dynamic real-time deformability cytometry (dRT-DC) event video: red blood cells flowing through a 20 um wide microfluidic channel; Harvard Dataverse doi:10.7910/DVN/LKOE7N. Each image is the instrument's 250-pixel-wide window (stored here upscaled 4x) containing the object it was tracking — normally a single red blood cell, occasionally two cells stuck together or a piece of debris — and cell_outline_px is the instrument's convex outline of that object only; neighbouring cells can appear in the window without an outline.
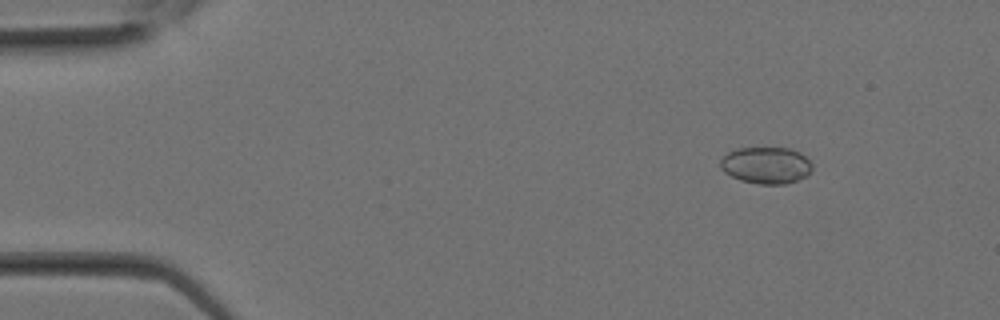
{"species": "Egyptian fruit bat (a non-hibernating species)", "species_latin": "Rousettus aegyptiacus", "temperature_condition": "room temperature", "stored_images_in_passage": 30, "camera_frame_rate_fps": 3000, "um_per_image_px": 0.085, "animal": {"sex": "female"}, "frame": {"image": 1, "passage_image": 4, "time_ms": 1.0, "image_size_px": [1000, 320], "cell_outline_px": [[812, 168], [804, 176], [788, 184], [760, 184], [740, 180], [724, 172], [720, 168], [720, 160], [728, 152], [736, 148], [792, 148], [800, 152], [812, 164]], "centroid_in_image_um": [65.09, 14.04], "position_along_channel_um": 19.9, "area_um2": 19.59}}
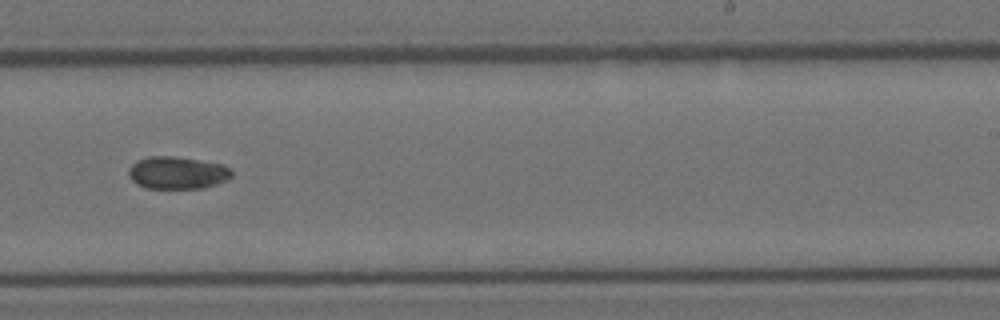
{"frame": {"image": 2, "passage_image": 19, "time_ms": 6.0, "image_size_px": [1000, 320], "cell_outline_px": [[232, 176], [228, 180], [204, 188], [144, 188], [136, 184], [128, 176], [128, 168], [136, 160], [148, 156], [176, 156], [220, 164], [228, 168], [232, 172]], "centroid_in_image_um": [15.02, 14.69], "position_along_channel_um": 274.0, "area_um2": 19.59}}
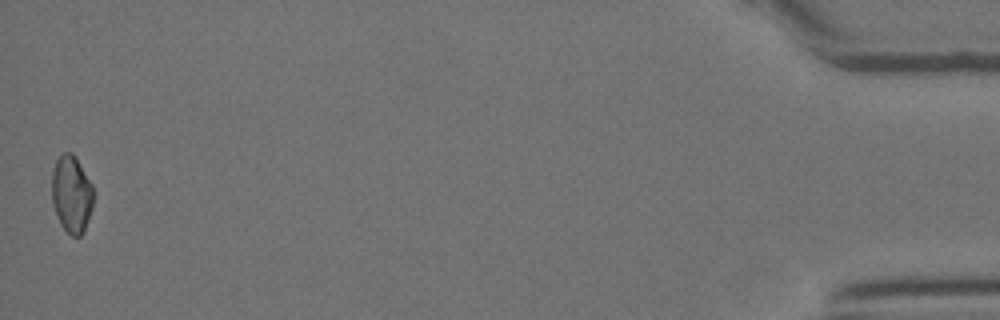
{"frame": {"image": 3, "passage_image": 30, "time_ms": 9.667, "image_size_px": [1000, 320], "cell_outline_px": [[92, 208], [84, 232], [80, 236], [72, 236], [60, 224], [56, 216], [52, 204], [52, 172], [56, 160], [64, 152], [72, 152], [92, 184]], "centroid_in_image_um": [6.06, 16.52], "position_along_channel_um": 429.1, "area_um2": 18.61}}